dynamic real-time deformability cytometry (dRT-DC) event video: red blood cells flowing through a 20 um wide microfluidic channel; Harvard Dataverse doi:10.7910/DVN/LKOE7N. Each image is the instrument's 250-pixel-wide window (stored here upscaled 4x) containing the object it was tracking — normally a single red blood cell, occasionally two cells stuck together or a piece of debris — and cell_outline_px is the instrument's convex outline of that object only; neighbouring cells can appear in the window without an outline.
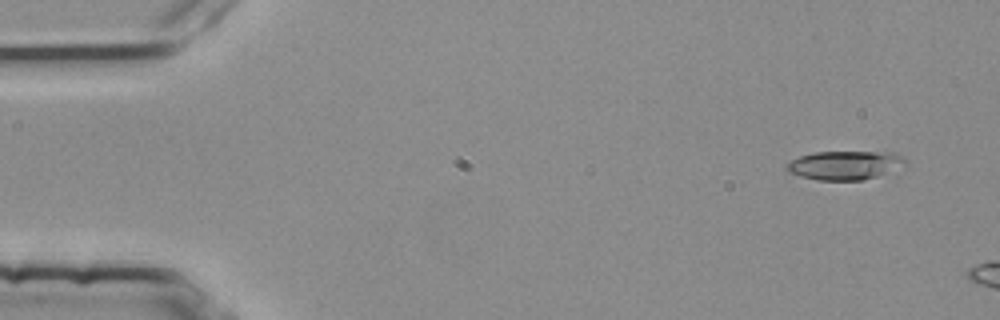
{"species": "common noctule bat (a hibernating species)", "species_latin": "Nyctalus noctula", "temperature_condition": "room temperature", "stored_images_in_passage": 3, "camera_frame_rate_fps": 3000, "um_per_image_px": 0.085, "animal": {"sex": "female", "body_mass_g": 25.1}, "frame": {"image": 1, "passage_image": 1, "time_ms": 0.0, "image_size_px": [1000, 320], "cell_outline_px": [[908, 164], [876, 176], [864, 180], [816, 180], [800, 176], [788, 172], [784, 168], [792, 160], [800, 156], [812, 152], [896, 152]], "centroid_in_image_um": [71.79, 14.04], "position_along_channel_um": 13.2, "area_um2": 19.83}}